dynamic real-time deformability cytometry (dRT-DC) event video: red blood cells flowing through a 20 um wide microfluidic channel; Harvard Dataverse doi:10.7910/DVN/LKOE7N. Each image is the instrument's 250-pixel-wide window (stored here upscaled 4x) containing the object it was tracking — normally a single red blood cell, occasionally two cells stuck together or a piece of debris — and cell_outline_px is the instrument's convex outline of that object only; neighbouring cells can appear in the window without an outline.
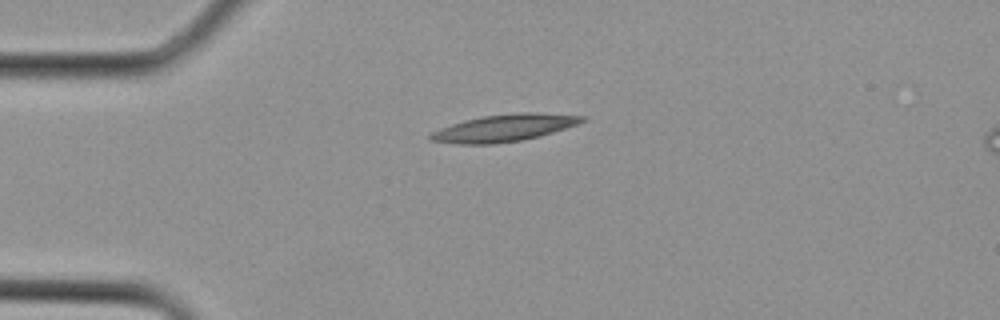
{"species": "Egyptian fruit bat (a non-hibernating species)", "species_latin": "Rousettus aegyptiacus", "temperature_condition": "cold", "stored_images_in_passage": 3, "camera_frame_rate_fps": 3000, "um_per_image_px": 0.085, "animal": {"sex": "female"}, "frame": {"image": 1, "passage_image": 3, "time_ms": 0.667, "image_size_px": [1000, 320], "cell_outline_px": [[588, 120], [580, 124], [540, 136], [524, 140], [492, 144], [460, 144], [428, 140], [428, 136], [432, 132], [440, 128], [464, 120], [484, 116], [520, 112], [532, 112], [584, 116]], "centroid_in_image_um": [42.88, 10.88], "position_along_channel_um": 42.1, "area_um2": 23.99}}